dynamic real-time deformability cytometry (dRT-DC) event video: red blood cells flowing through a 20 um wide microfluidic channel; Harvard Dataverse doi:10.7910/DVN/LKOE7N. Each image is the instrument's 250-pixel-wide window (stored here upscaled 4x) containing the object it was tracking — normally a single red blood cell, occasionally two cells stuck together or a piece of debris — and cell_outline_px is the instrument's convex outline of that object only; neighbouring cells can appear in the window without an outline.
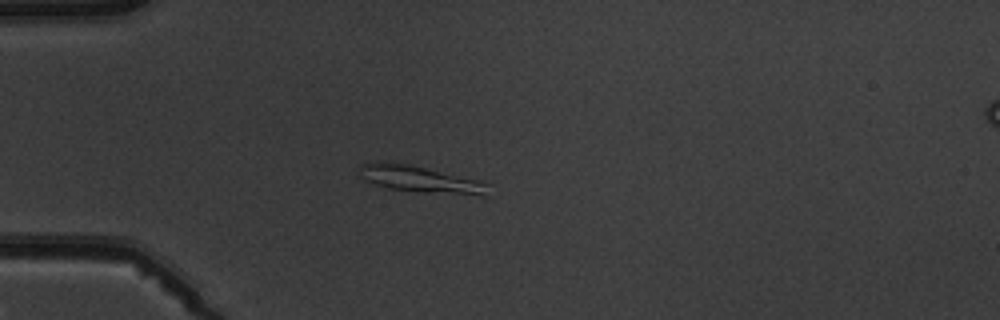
{"species": "common noctule bat (a hibernating species)", "species_latin": "Nyctalus noctula", "temperature_condition": "warm", "stored_images_in_passage": 3, "camera_frame_rate_fps": 3000, "um_per_image_px": 0.085, "animal": {"sex": "male", "body_mass_g": 19.5, "forearm_length_mm": 54.6}, "frame": {"image": 1, "passage_image": 3, "time_ms": 3.0, "image_size_px": [1000, 320], "cell_outline_px": [[488, 196], [484, 196], [416, 192], [384, 188], [368, 180], [364, 176], [360, 168], [360, 164], [380, 160], [408, 164], [480, 180], [488, 184]], "centroid_in_image_um": [35.78, 15.25], "position_along_channel_um": 49.2, "area_um2": 20.11}}